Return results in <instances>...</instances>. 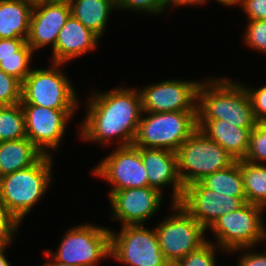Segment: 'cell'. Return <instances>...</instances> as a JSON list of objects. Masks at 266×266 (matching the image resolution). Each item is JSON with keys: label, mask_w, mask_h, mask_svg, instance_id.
I'll return each instance as SVG.
<instances>
[{"label": "cell", "mask_w": 266, "mask_h": 266, "mask_svg": "<svg viewBox=\"0 0 266 266\" xmlns=\"http://www.w3.org/2000/svg\"><path fill=\"white\" fill-rule=\"evenodd\" d=\"M11 242L12 241H0V266H11L4 254L6 247H8Z\"/></svg>", "instance_id": "obj_38"}, {"label": "cell", "mask_w": 266, "mask_h": 266, "mask_svg": "<svg viewBox=\"0 0 266 266\" xmlns=\"http://www.w3.org/2000/svg\"><path fill=\"white\" fill-rule=\"evenodd\" d=\"M197 126L214 142L218 143L236 161L246 157L250 135L254 128H241L226 120L197 119Z\"/></svg>", "instance_id": "obj_19"}, {"label": "cell", "mask_w": 266, "mask_h": 266, "mask_svg": "<svg viewBox=\"0 0 266 266\" xmlns=\"http://www.w3.org/2000/svg\"><path fill=\"white\" fill-rule=\"evenodd\" d=\"M178 174L184 187L231 166L236 160L197 129L176 151Z\"/></svg>", "instance_id": "obj_5"}, {"label": "cell", "mask_w": 266, "mask_h": 266, "mask_svg": "<svg viewBox=\"0 0 266 266\" xmlns=\"http://www.w3.org/2000/svg\"><path fill=\"white\" fill-rule=\"evenodd\" d=\"M216 1L222 4L223 6L232 7L235 0H216Z\"/></svg>", "instance_id": "obj_40"}, {"label": "cell", "mask_w": 266, "mask_h": 266, "mask_svg": "<svg viewBox=\"0 0 266 266\" xmlns=\"http://www.w3.org/2000/svg\"><path fill=\"white\" fill-rule=\"evenodd\" d=\"M162 197V192L149 186L110 192L112 217L122 226L144 225L159 210Z\"/></svg>", "instance_id": "obj_15"}, {"label": "cell", "mask_w": 266, "mask_h": 266, "mask_svg": "<svg viewBox=\"0 0 266 266\" xmlns=\"http://www.w3.org/2000/svg\"><path fill=\"white\" fill-rule=\"evenodd\" d=\"M133 145L175 152L197 129V111L142 112Z\"/></svg>", "instance_id": "obj_4"}, {"label": "cell", "mask_w": 266, "mask_h": 266, "mask_svg": "<svg viewBox=\"0 0 266 266\" xmlns=\"http://www.w3.org/2000/svg\"><path fill=\"white\" fill-rule=\"evenodd\" d=\"M71 15L100 38L105 32L109 15L116 8V0H68Z\"/></svg>", "instance_id": "obj_22"}, {"label": "cell", "mask_w": 266, "mask_h": 266, "mask_svg": "<svg viewBox=\"0 0 266 266\" xmlns=\"http://www.w3.org/2000/svg\"><path fill=\"white\" fill-rule=\"evenodd\" d=\"M208 2V0H169V3H168V8L169 6L171 5L172 7L174 6H191V5H199L200 6L203 4V3H206Z\"/></svg>", "instance_id": "obj_37"}, {"label": "cell", "mask_w": 266, "mask_h": 266, "mask_svg": "<svg viewBox=\"0 0 266 266\" xmlns=\"http://www.w3.org/2000/svg\"><path fill=\"white\" fill-rule=\"evenodd\" d=\"M26 43L23 38L0 39V58L18 57V51Z\"/></svg>", "instance_id": "obj_36"}, {"label": "cell", "mask_w": 266, "mask_h": 266, "mask_svg": "<svg viewBox=\"0 0 266 266\" xmlns=\"http://www.w3.org/2000/svg\"><path fill=\"white\" fill-rule=\"evenodd\" d=\"M201 81L165 80L139 90L143 112L197 111Z\"/></svg>", "instance_id": "obj_13"}, {"label": "cell", "mask_w": 266, "mask_h": 266, "mask_svg": "<svg viewBox=\"0 0 266 266\" xmlns=\"http://www.w3.org/2000/svg\"><path fill=\"white\" fill-rule=\"evenodd\" d=\"M100 37L72 15L66 20L52 50V62L67 63L96 49Z\"/></svg>", "instance_id": "obj_18"}, {"label": "cell", "mask_w": 266, "mask_h": 266, "mask_svg": "<svg viewBox=\"0 0 266 266\" xmlns=\"http://www.w3.org/2000/svg\"><path fill=\"white\" fill-rule=\"evenodd\" d=\"M22 82L0 69V106L21 103Z\"/></svg>", "instance_id": "obj_28"}, {"label": "cell", "mask_w": 266, "mask_h": 266, "mask_svg": "<svg viewBox=\"0 0 266 266\" xmlns=\"http://www.w3.org/2000/svg\"><path fill=\"white\" fill-rule=\"evenodd\" d=\"M264 207L245 203L238 210L218 218L209 228L216 236L218 248L230 252L239 248L253 247L266 240V227L262 212Z\"/></svg>", "instance_id": "obj_7"}, {"label": "cell", "mask_w": 266, "mask_h": 266, "mask_svg": "<svg viewBox=\"0 0 266 266\" xmlns=\"http://www.w3.org/2000/svg\"><path fill=\"white\" fill-rule=\"evenodd\" d=\"M246 202L266 208V164L240 160Z\"/></svg>", "instance_id": "obj_23"}, {"label": "cell", "mask_w": 266, "mask_h": 266, "mask_svg": "<svg viewBox=\"0 0 266 266\" xmlns=\"http://www.w3.org/2000/svg\"><path fill=\"white\" fill-rule=\"evenodd\" d=\"M27 138L44 154L59 148L66 124L77 109H51L38 105H21Z\"/></svg>", "instance_id": "obj_12"}, {"label": "cell", "mask_w": 266, "mask_h": 266, "mask_svg": "<svg viewBox=\"0 0 266 266\" xmlns=\"http://www.w3.org/2000/svg\"><path fill=\"white\" fill-rule=\"evenodd\" d=\"M92 173L111 184L110 192L149 186L140 148L134 145L117 146L97 164Z\"/></svg>", "instance_id": "obj_11"}, {"label": "cell", "mask_w": 266, "mask_h": 266, "mask_svg": "<svg viewBox=\"0 0 266 266\" xmlns=\"http://www.w3.org/2000/svg\"><path fill=\"white\" fill-rule=\"evenodd\" d=\"M218 246L208 242L199 250L189 253L179 260L174 266H216V249Z\"/></svg>", "instance_id": "obj_29"}, {"label": "cell", "mask_w": 266, "mask_h": 266, "mask_svg": "<svg viewBox=\"0 0 266 266\" xmlns=\"http://www.w3.org/2000/svg\"><path fill=\"white\" fill-rule=\"evenodd\" d=\"M197 92V119L226 120L241 128H254L257 121L244 84L225 77L207 78Z\"/></svg>", "instance_id": "obj_2"}, {"label": "cell", "mask_w": 266, "mask_h": 266, "mask_svg": "<svg viewBox=\"0 0 266 266\" xmlns=\"http://www.w3.org/2000/svg\"><path fill=\"white\" fill-rule=\"evenodd\" d=\"M46 69L33 68L22 82L21 105L51 109H77L78 97L69 78L60 69L63 63L51 62Z\"/></svg>", "instance_id": "obj_6"}, {"label": "cell", "mask_w": 266, "mask_h": 266, "mask_svg": "<svg viewBox=\"0 0 266 266\" xmlns=\"http://www.w3.org/2000/svg\"><path fill=\"white\" fill-rule=\"evenodd\" d=\"M87 106L79 126L84 141L107 146L117 138L118 147L133 145L143 115L139 90L117 87L108 92H93Z\"/></svg>", "instance_id": "obj_1"}, {"label": "cell", "mask_w": 266, "mask_h": 266, "mask_svg": "<svg viewBox=\"0 0 266 266\" xmlns=\"http://www.w3.org/2000/svg\"><path fill=\"white\" fill-rule=\"evenodd\" d=\"M205 187L226 196H245L240 160L200 181Z\"/></svg>", "instance_id": "obj_24"}, {"label": "cell", "mask_w": 266, "mask_h": 266, "mask_svg": "<svg viewBox=\"0 0 266 266\" xmlns=\"http://www.w3.org/2000/svg\"><path fill=\"white\" fill-rule=\"evenodd\" d=\"M246 203V196H226L205 187L201 182L184 187L180 205L206 230L228 212Z\"/></svg>", "instance_id": "obj_14"}, {"label": "cell", "mask_w": 266, "mask_h": 266, "mask_svg": "<svg viewBox=\"0 0 266 266\" xmlns=\"http://www.w3.org/2000/svg\"><path fill=\"white\" fill-rule=\"evenodd\" d=\"M170 206L173 214L156 225L155 232L165 259L174 266L189 253L199 250L208 240L204 236L206 229L180 204Z\"/></svg>", "instance_id": "obj_8"}, {"label": "cell", "mask_w": 266, "mask_h": 266, "mask_svg": "<svg viewBox=\"0 0 266 266\" xmlns=\"http://www.w3.org/2000/svg\"><path fill=\"white\" fill-rule=\"evenodd\" d=\"M110 230L93 224L69 228L57 251L47 252L56 261L79 266H97L101 259L110 257Z\"/></svg>", "instance_id": "obj_9"}, {"label": "cell", "mask_w": 266, "mask_h": 266, "mask_svg": "<svg viewBox=\"0 0 266 266\" xmlns=\"http://www.w3.org/2000/svg\"><path fill=\"white\" fill-rule=\"evenodd\" d=\"M141 158L147 172L149 187L161 191L172 186V204H179L184 192L178 174L177 154L167 149L140 148Z\"/></svg>", "instance_id": "obj_17"}, {"label": "cell", "mask_w": 266, "mask_h": 266, "mask_svg": "<svg viewBox=\"0 0 266 266\" xmlns=\"http://www.w3.org/2000/svg\"><path fill=\"white\" fill-rule=\"evenodd\" d=\"M43 155L27 137L0 142V178L30 167Z\"/></svg>", "instance_id": "obj_21"}, {"label": "cell", "mask_w": 266, "mask_h": 266, "mask_svg": "<svg viewBox=\"0 0 266 266\" xmlns=\"http://www.w3.org/2000/svg\"><path fill=\"white\" fill-rule=\"evenodd\" d=\"M44 255L46 258H51L52 261H47L46 263H44L42 266H79V265H72V264H65V263H61L59 261H56L48 252L47 250H44Z\"/></svg>", "instance_id": "obj_39"}, {"label": "cell", "mask_w": 266, "mask_h": 266, "mask_svg": "<svg viewBox=\"0 0 266 266\" xmlns=\"http://www.w3.org/2000/svg\"><path fill=\"white\" fill-rule=\"evenodd\" d=\"M252 103L253 114L257 122H266V85L259 88L245 86Z\"/></svg>", "instance_id": "obj_33"}, {"label": "cell", "mask_w": 266, "mask_h": 266, "mask_svg": "<svg viewBox=\"0 0 266 266\" xmlns=\"http://www.w3.org/2000/svg\"><path fill=\"white\" fill-rule=\"evenodd\" d=\"M244 42L256 51L266 53V20L248 21Z\"/></svg>", "instance_id": "obj_31"}, {"label": "cell", "mask_w": 266, "mask_h": 266, "mask_svg": "<svg viewBox=\"0 0 266 266\" xmlns=\"http://www.w3.org/2000/svg\"><path fill=\"white\" fill-rule=\"evenodd\" d=\"M241 6L248 21L266 20V0H235L234 6Z\"/></svg>", "instance_id": "obj_34"}, {"label": "cell", "mask_w": 266, "mask_h": 266, "mask_svg": "<svg viewBox=\"0 0 266 266\" xmlns=\"http://www.w3.org/2000/svg\"><path fill=\"white\" fill-rule=\"evenodd\" d=\"M169 0H116V8L159 15L168 8Z\"/></svg>", "instance_id": "obj_30"}, {"label": "cell", "mask_w": 266, "mask_h": 266, "mask_svg": "<svg viewBox=\"0 0 266 266\" xmlns=\"http://www.w3.org/2000/svg\"><path fill=\"white\" fill-rule=\"evenodd\" d=\"M33 0H0V39L28 38Z\"/></svg>", "instance_id": "obj_20"}, {"label": "cell", "mask_w": 266, "mask_h": 266, "mask_svg": "<svg viewBox=\"0 0 266 266\" xmlns=\"http://www.w3.org/2000/svg\"><path fill=\"white\" fill-rule=\"evenodd\" d=\"M19 224V221L0 199V241H12L14 233L18 231Z\"/></svg>", "instance_id": "obj_32"}, {"label": "cell", "mask_w": 266, "mask_h": 266, "mask_svg": "<svg viewBox=\"0 0 266 266\" xmlns=\"http://www.w3.org/2000/svg\"><path fill=\"white\" fill-rule=\"evenodd\" d=\"M52 156L43 155L30 167L0 178V199L20 224L50 186Z\"/></svg>", "instance_id": "obj_3"}, {"label": "cell", "mask_w": 266, "mask_h": 266, "mask_svg": "<svg viewBox=\"0 0 266 266\" xmlns=\"http://www.w3.org/2000/svg\"><path fill=\"white\" fill-rule=\"evenodd\" d=\"M71 15L68 0L35 1L27 44L32 50H39L48 45L55 47L59 31Z\"/></svg>", "instance_id": "obj_16"}, {"label": "cell", "mask_w": 266, "mask_h": 266, "mask_svg": "<svg viewBox=\"0 0 266 266\" xmlns=\"http://www.w3.org/2000/svg\"><path fill=\"white\" fill-rule=\"evenodd\" d=\"M32 48L26 43L19 51L18 57L0 58V69L23 82L29 75L32 68Z\"/></svg>", "instance_id": "obj_26"}, {"label": "cell", "mask_w": 266, "mask_h": 266, "mask_svg": "<svg viewBox=\"0 0 266 266\" xmlns=\"http://www.w3.org/2000/svg\"><path fill=\"white\" fill-rule=\"evenodd\" d=\"M254 247H246L232 250L230 252L234 253L236 251L241 250L242 252L248 249V253H241V256L237 262V266H266V252L258 253V252H250ZM252 249V250H251ZM250 250V251H249Z\"/></svg>", "instance_id": "obj_35"}, {"label": "cell", "mask_w": 266, "mask_h": 266, "mask_svg": "<svg viewBox=\"0 0 266 266\" xmlns=\"http://www.w3.org/2000/svg\"><path fill=\"white\" fill-rule=\"evenodd\" d=\"M244 160L266 164V122H257L251 131L249 150Z\"/></svg>", "instance_id": "obj_27"}, {"label": "cell", "mask_w": 266, "mask_h": 266, "mask_svg": "<svg viewBox=\"0 0 266 266\" xmlns=\"http://www.w3.org/2000/svg\"><path fill=\"white\" fill-rule=\"evenodd\" d=\"M26 137L25 116L21 103L0 106V142Z\"/></svg>", "instance_id": "obj_25"}, {"label": "cell", "mask_w": 266, "mask_h": 266, "mask_svg": "<svg viewBox=\"0 0 266 266\" xmlns=\"http://www.w3.org/2000/svg\"><path fill=\"white\" fill-rule=\"evenodd\" d=\"M110 257L127 266H171L159 246L155 228L144 225L121 226L110 230Z\"/></svg>", "instance_id": "obj_10"}]
</instances>
